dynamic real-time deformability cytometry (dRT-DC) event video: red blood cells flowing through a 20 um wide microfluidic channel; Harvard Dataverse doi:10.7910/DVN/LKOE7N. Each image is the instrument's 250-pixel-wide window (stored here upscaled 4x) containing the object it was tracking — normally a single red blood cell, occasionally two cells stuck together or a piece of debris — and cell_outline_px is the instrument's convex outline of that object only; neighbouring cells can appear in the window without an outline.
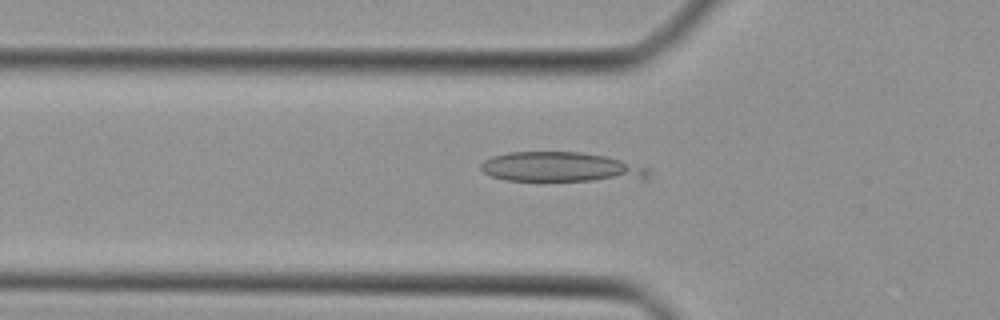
{"species": "Egyptian fruit bat (a non-hibernating species)", "species_latin": "Rousettus aegyptiacus", "temperature_condition": "cold", "stored_images_in_passage": 12, "camera_frame_rate_fps": 3000, "um_per_image_px": 0.085, "animal": {"sex": "female"}, "frame": {"image": 1, "passage_image": 7, "time_ms": 2.0, "image_size_px": [1000, 320], "cell_outline_px": [[652, 172], [644, 180], [544, 184], [504, 180], [492, 176], [484, 172], [480, 168], [480, 164], [484, 160], [492, 156], [508, 152], [580, 152], [604, 156], [620, 160], [648, 168]], "centroid_in_image_um": [47.7, 14.28], "position_along_channel_um": 78.1, "area_um2": 30.92}}
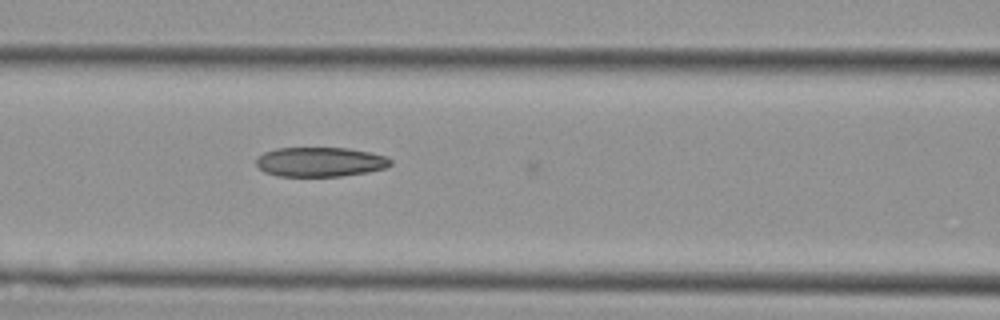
{"frame": {"image": 2, "passage_image": 11, "time_ms": 3.333, "image_size_px": [1000, 320], "cell_outline_px": [[392, 164], [388, 168], [368, 172], [340, 176], [276, 176], [264, 172], [256, 164], [256, 160], [264, 152], [276, 148], [348, 148], [368, 152], [384, 156], [392, 160]], "centroid_in_image_um": [27.22, 13.77], "position_along_channel_um": 139.4, "area_um2": 23.12}}